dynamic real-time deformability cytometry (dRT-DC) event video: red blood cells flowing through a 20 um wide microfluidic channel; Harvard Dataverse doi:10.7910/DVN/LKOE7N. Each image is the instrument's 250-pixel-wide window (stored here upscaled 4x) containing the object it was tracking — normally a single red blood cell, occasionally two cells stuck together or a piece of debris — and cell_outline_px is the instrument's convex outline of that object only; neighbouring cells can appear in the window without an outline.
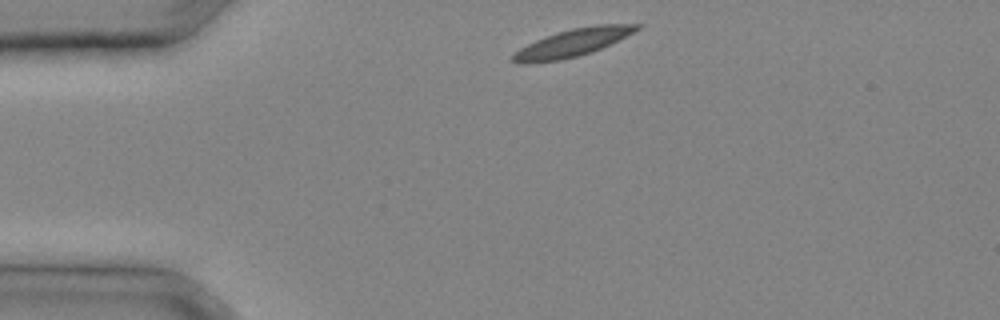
{"species": "common noctule bat (a hibernating species)", "species_latin": "Nyctalus noctula", "temperature_condition": "cold", "stored_images_in_passage": 22, "camera_frame_rate_fps": 3000, "um_per_image_px": 0.085, "animal": {"sex": "male", "body_mass_g": 20.4}, "frame": {"image": 1, "passage_image": 1, "time_ms": 0.0, "image_size_px": [1000, 320], "cell_outline_px": [[644, 24], [640, 28], [600, 48], [576, 56], [560, 60], [528, 64], [520, 64], [512, 60], [512, 56], [520, 48], [536, 40], [556, 32], [572, 28], [596, 24]], "centroid_in_image_um": [48.62, 3.63], "position_along_channel_um": 36.4, "area_um2": 19.48}}
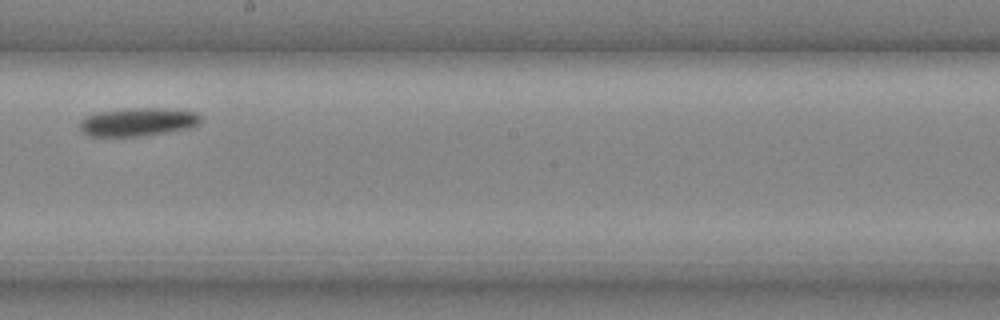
{"frame": {"image": 2, "passage_image": 13, "time_ms": 4.0, "image_size_px": [1000, 320], "cell_outline_px": [[200, 124], [188, 128], [168, 132], [144, 136], [88, 136], [80, 128], [80, 120], [84, 116], [100, 112], [128, 108], [164, 108], [196, 112], [200, 116]], "centroid_in_image_um": [11.72, 10.36], "position_along_channel_um": 236.5, "area_um2": 19.94}}
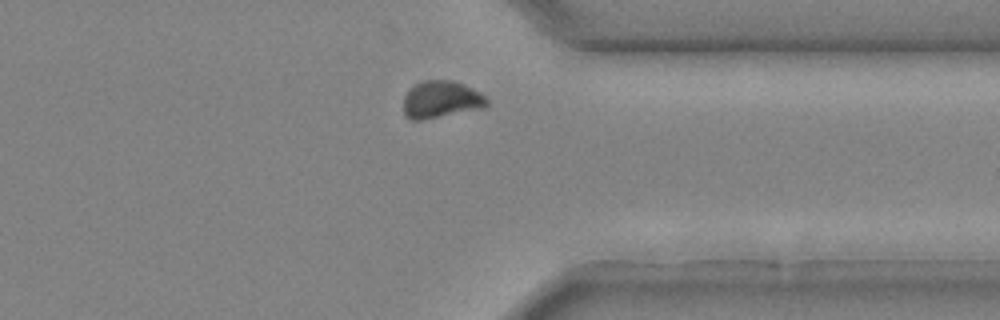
{"frame": {"image": 3, "passage_image": 20, "time_ms": 6.333, "image_size_px": [1000, 320], "cell_outline_px": [[488, 104], [484, 108], [420, 120], [408, 120], [404, 116], [404, 96], [416, 84], [424, 80], [452, 80], [464, 84], [480, 92], [488, 100]], "centroid_in_image_um": [37.5, 8.47], "position_along_channel_um": 373.9, "area_um2": 18.03}}